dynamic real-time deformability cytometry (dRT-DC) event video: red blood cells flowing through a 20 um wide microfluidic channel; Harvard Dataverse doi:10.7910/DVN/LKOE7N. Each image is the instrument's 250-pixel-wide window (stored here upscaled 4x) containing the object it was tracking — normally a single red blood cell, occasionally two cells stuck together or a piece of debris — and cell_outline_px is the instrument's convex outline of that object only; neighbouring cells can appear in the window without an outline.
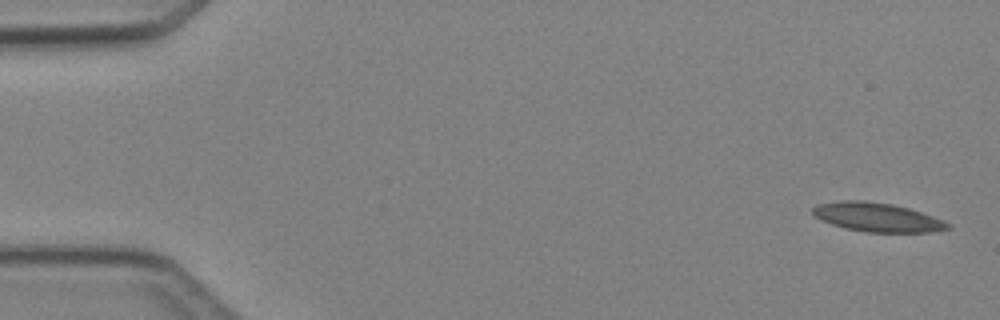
{"species": "Egyptian fruit bat (a non-hibernating species)", "species_latin": "Rousettus aegyptiacus", "temperature_condition": "cold", "stored_images_in_passage": 5, "camera_frame_rate_fps": 3000, "um_per_image_px": 0.085, "animal": {"sex": "female"}, "frame": {"image": 1, "passage_image": 1, "time_ms": 0.0, "image_size_px": [1000, 320], "cell_outline_px": [[952, 228], [932, 232], [864, 232], [844, 228], [832, 224], [816, 216], [812, 212], [812, 208], [816, 204], [844, 200], [864, 200], [892, 204], [908, 208], [944, 220], [952, 224]], "centroid_in_image_um": [74.59, 18.47], "position_along_channel_um": 10.4, "area_um2": 22.77}}
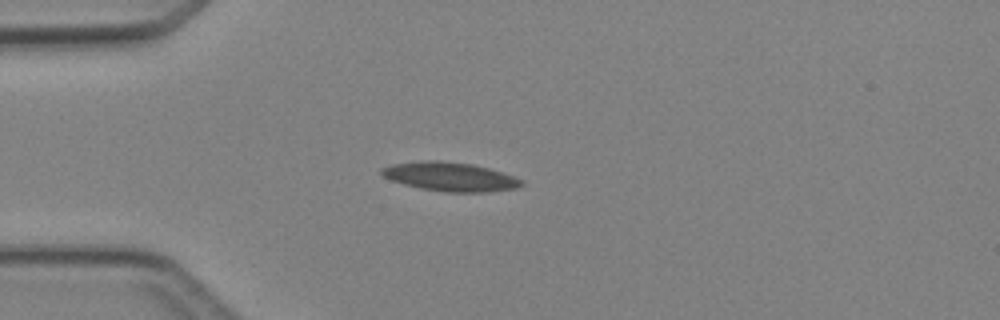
{"frame": {"image": 2, "passage_image": 4, "time_ms": 3.667, "image_size_px": [1000, 320], "cell_outline_px": [[524, 184], [516, 188], [484, 192], [448, 192], [420, 188], [404, 184], [392, 180], [384, 176], [380, 172], [380, 168], [392, 164], [424, 160], [440, 160], [472, 164], [488, 168], [524, 180]], "centroid_in_image_um": [38.25, 15.01], "position_along_channel_um": 46.8, "area_um2": 23.41}}